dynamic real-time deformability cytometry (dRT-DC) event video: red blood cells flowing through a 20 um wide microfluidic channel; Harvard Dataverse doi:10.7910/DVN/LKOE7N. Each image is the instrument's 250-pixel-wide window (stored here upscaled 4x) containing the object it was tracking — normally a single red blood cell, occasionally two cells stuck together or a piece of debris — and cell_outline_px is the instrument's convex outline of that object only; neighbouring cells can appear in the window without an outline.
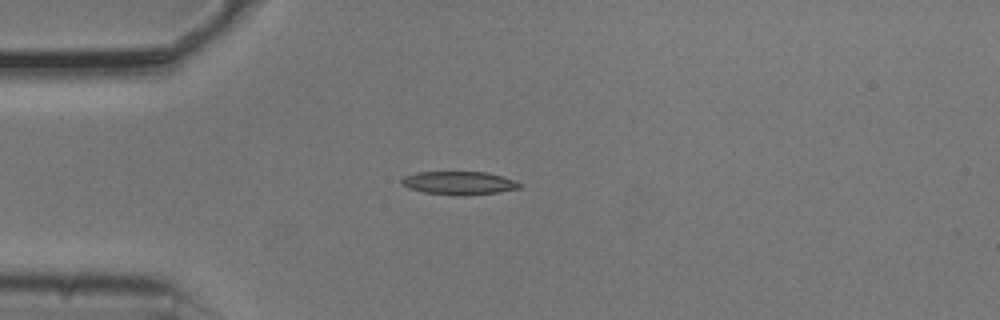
{"species": "common noctule bat (a hibernating species)", "species_latin": "Nyctalus noctula", "temperature_condition": "cold", "stored_images_in_passage": 41, "camera_frame_rate_fps": 3000, "um_per_image_px": 0.085, "animal": {"sex": "male", "body_mass_g": 20.5, "forearm_length_mm": 52.5}, "frame": {"image": 1, "passage_image": 1, "time_ms": 0.0, "image_size_px": [1000, 320], "cell_outline_px": [[524, 184], [520, 188], [496, 192], [464, 196], [460, 196], [424, 192], [408, 188], [400, 184], [400, 180], [404, 176], [416, 172], [488, 172], [504, 176], [516, 180]], "centroid_in_image_um": [39.03, 15.55], "position_along_channel_um": 46.0, "area_um2": 16.24}}
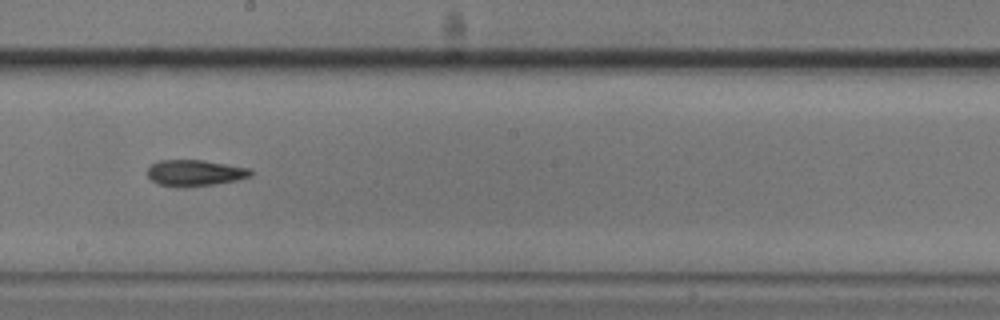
{"frame": {"image": 2, "passage_image": 17, "time_ms": 5.333, "image_size_px": [1000, 320], "cell_outline_px": [[252, 176], [236, 180], [212, 184], [160, 184], [152, 180], [148, 176], [148, 168], [152, 164], [160, 160], [204, 160], [248, 168], [252, 172]], "centroid_in_image_um": [16.6, 14.64], "position_along_channel_um": 231.6, "area_um2": 14.85}}
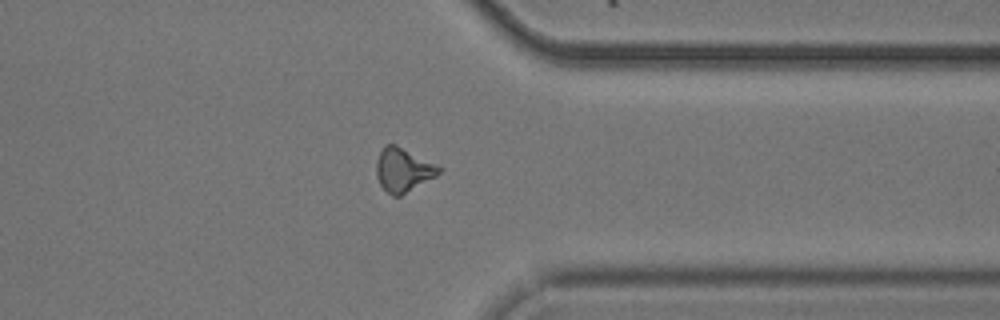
{"frame": {"image": 3, "passage_image": 29, "time_ms": 9.333, "image_size_px": [1000, 320], "cell_outline_px": [[444, 168], [436, 176], [400, 196], [392, 196], [380, 184], [376, 176], [376, 160], [384, 144], [396, 144]], "centroid_in_image_um": [34.26, 14.42], "position_along_channel_um": 377.1, "area_um2": 15.95}, "authors_computed_cell_mechanics": {"area_um2": 15.4904, "velocity_mm_per_s": 3.7657, "shape_relaxation_time_tau1_ms": 9.0782, "shape_relaxation_time_tau2_ms": null, "deformation_change_tau1": 0.1691, "deformation_change_tau2": null}}